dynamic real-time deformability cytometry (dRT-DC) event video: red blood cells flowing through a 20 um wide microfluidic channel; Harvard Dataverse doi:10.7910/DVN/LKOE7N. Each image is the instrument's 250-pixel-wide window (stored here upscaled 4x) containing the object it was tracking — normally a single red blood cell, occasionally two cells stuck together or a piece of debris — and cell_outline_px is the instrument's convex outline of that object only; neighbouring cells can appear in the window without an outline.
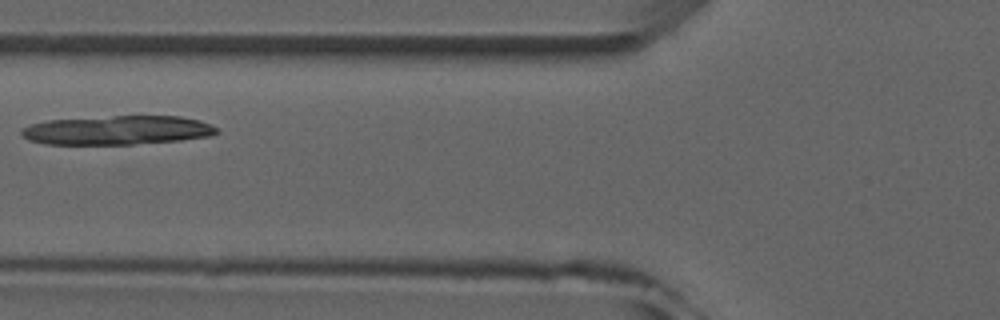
{"species": "common noctule bat (a hibernating species)", "species_latin": "Nyctalus noctula", "temperature_condition": "room temperature", "stored_images_in_passage": 3, "camera_frame_rate_fps": 3000, "um_per_image_px": 0.085, "animal": {"sex": "male", "forearm_length_mm": 52.5}, "frame": {"image": 1, "passage_image": 3, "time_ms": 2.333, "image_size_px": [1000, 320], "cell_outline_px": [[220, 132], [212, 136], [180, 140], [132, 144], [44, 144], [28, 140], [20, 132], [20, 128], [32, 124], [48, 120], [112, 116], [180, 116], [200, 120], [216, 128]], "centroid_in_image_um": [9.97, 11.07], "position_along_channel_um": 115.8, "area_um2": 33.0}}